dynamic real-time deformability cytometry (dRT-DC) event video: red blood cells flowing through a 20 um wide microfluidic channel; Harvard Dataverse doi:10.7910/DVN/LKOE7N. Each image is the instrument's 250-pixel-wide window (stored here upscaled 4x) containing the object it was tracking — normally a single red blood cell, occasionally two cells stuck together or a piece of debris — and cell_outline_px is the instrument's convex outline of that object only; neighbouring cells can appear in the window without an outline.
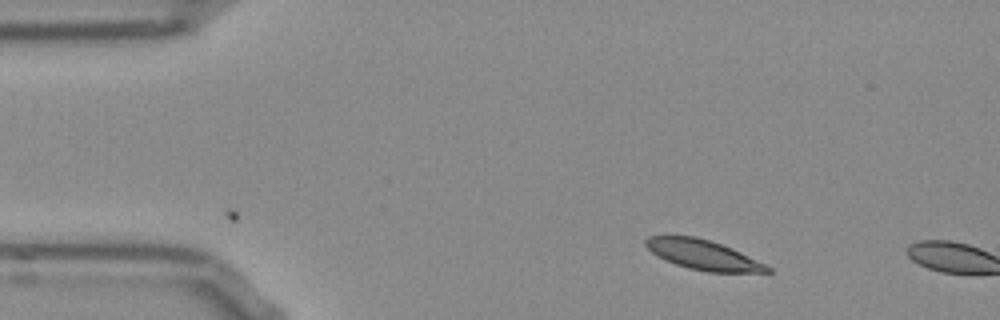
{"species": "Egyptian fruit bat (a non-hibernating species)", "species_latin": "Rousettus aegyptiacus", "temperature_condition": "room temperature", "stored_images_in_passage": 3, "camera_frame_rate_fps": 3000, "um_per_image_px": 0.085, "frame": {"image": 1, "passage_image": 1, "time_ms": 0.0, "image_size_px": [1000, 320], "cell_outline_px": [[772, 272], [708, 272], [688, 268], [676, 264], [652, 252], [644, 244], [644, 240], [648, 236], [696, 236], [732, 248], [772, 268]], "centroid_in_image_um": [59.76, 21.66], "position_along_channel_um": 25.2, "area_um2": 20.69}}